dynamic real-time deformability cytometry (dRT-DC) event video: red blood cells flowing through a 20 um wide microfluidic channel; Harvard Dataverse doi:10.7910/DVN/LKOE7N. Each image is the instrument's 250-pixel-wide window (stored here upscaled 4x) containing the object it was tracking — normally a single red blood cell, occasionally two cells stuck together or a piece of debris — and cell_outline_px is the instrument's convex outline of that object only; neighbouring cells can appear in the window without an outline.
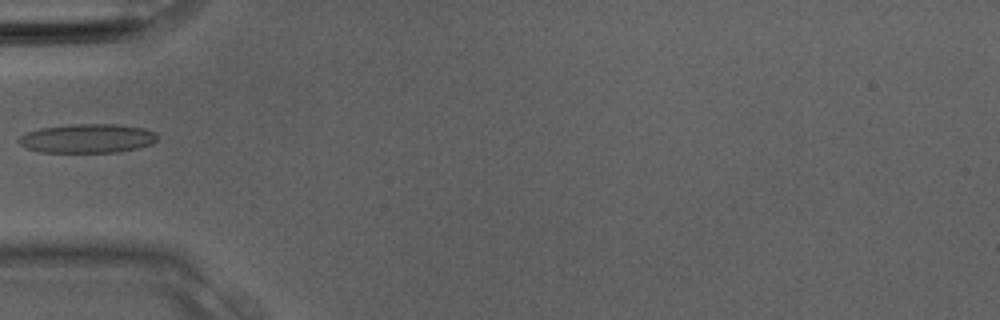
{"species": "Egyptian fruit bat (a non-hibernating species)", "species_latin": "Rousettus aegyptiacus", "temperature_condition": "room temperature", "stored_images_in_passage": 3, "camera_frame_rate_fps": 3000, "um_per_image_px": 0.085, "animal": {"sex": "male"}, "frame": {"image": 1, "passage_image": 3, "time_ms": 0.667, "image_size_px": [1000, 320], "cell_outline_px": [[156, 140], [152, 144], [136, 148], [116, 152], [40, 152], [28, 148], [20, 144], [16, 140], [20, 136], [28, 132], [40, 128], [68, 124], [116, 124], [144, 128], [156, 132]], "centroid_in_image_um": [7.42, 11.76], "position_along_channel_um": 77.6, "area_um2": 23.41}}